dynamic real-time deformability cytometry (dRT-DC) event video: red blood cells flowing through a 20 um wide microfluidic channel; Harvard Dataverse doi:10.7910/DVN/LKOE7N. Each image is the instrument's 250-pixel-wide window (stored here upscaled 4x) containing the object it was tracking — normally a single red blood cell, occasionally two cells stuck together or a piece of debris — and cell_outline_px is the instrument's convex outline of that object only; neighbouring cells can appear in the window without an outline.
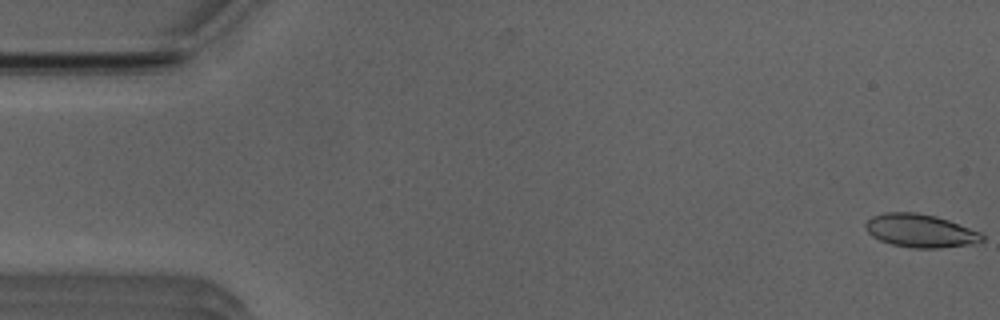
{"species": "Egyptian fruit bat (a non-hibernating species)", "species_latin": "Rousettus aegyptiacus", "temperature_condition": "room temperature", "stored_images_in_passage": 53, "camera_frame_rate_fps": 3000, "um_per_image_px": 0.085, "animal": {"sex": "male"}, "frame": {"image": 1, "passage_image": 1, "time_ms": 0.0, "image_size_px": [1000, 320], "cell_outline_px": [[984, 240], [972, 244], [940, 248], [912, 248], [892, 244], [880, 240], [872, 236], [864, 228], [864, 224], [872, 216], [884, 212], [916, 212], [936, 216], [948, 220], [980, 232], [984, 236]], "centroid_in_image_um": [78.21, 19.61], "position_along_channel_um": 6.8, "area_um2": 22.6}}
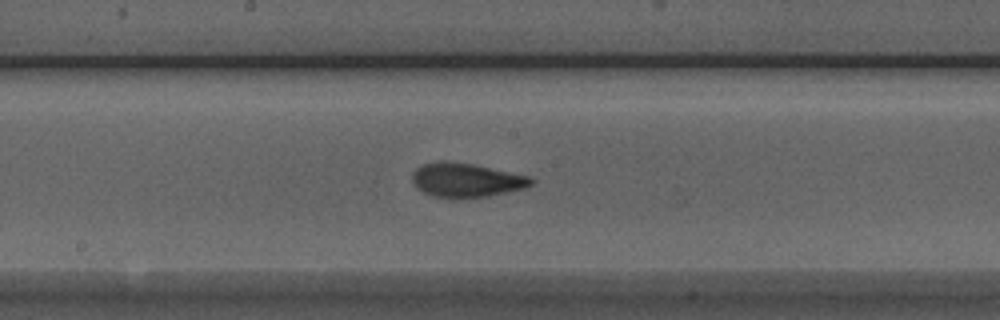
{"frame": {"image": 2, "passage_image": 27, "time_ms": 8.667, "image_size_px": [1000, 320], "cell_outline_px": [[536, 180], [532, 184], [524, 188], [488, 196], [452, 200], [432, 196], [416, 188], [412, 180], [412, 172], [416, 168], [424, 164], [440, 160], [444, 160], [472, 164], [532, 176]], "centroid_in_image_um": [39.62, 15.32], "position_along_channel_um": 208.6, "area_um2": 24.1}}
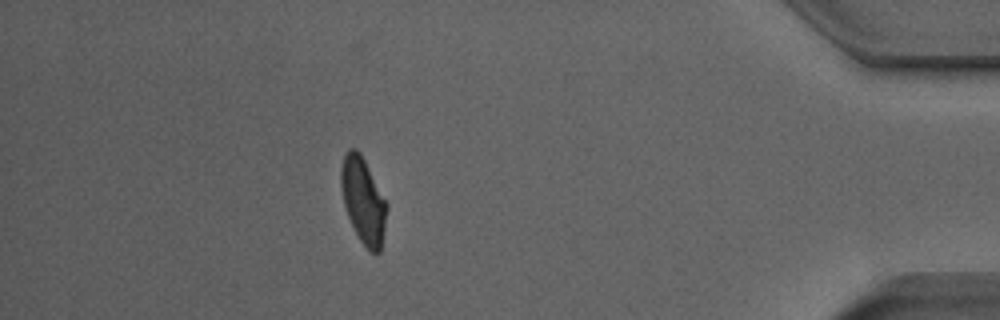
{"frame": {"image": 3, "passage_image": 46, "time_ms": 15.0, "image_size_px": [1000, 320], "cell_outline_px": [[388, 204], [380, 252], [368, 252], [360, 240], [348, 216], [344, 204], [340, 188], [340, 168], [344, 156], [348, 148], [356, 148], [360, 152]], "centroid_in_image_um": [30.86, 17.02], "position_along_channel_um": 404.3, "area_um2": 22.77}}